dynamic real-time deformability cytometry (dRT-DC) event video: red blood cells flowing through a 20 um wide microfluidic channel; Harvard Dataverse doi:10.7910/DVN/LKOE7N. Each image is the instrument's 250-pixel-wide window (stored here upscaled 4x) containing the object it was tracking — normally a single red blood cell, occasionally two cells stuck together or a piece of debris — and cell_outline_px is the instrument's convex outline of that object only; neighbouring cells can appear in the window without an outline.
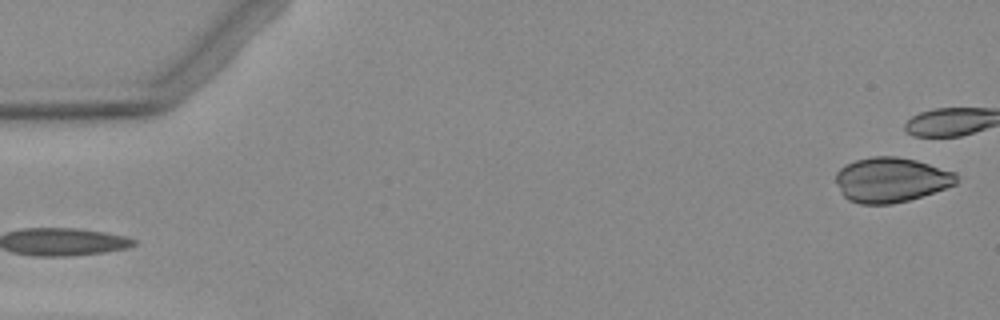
{"species": "Egyptian fruit bat (a non-hibernating species)", "species_latin": "Rousettus aegyptiacus", "temperature_condition": "warm", "stored_images_in_passage": 8, "camera_frame_rate_fps": 3000, "um_per_image_px": 0.085, "animal": {"sex": "female"}, "frame": {"image": 1, "passage_image": 1, "time_ms": 0.0, "image_size_px": [1000, 320], "cell_outline_px": [[956, 184], [908, 200], [892, 204], [860, 204], [848, 200], [840, 192], [836, 180], [836, 172], [844, 164], [856, 160], [872, 156], [896, 156], [916, 160], [956, 172]], "centroid_in_image_um": [75.7, 15.28], "position_along_channel_um": 9.3, "area_um2": 31.44}}
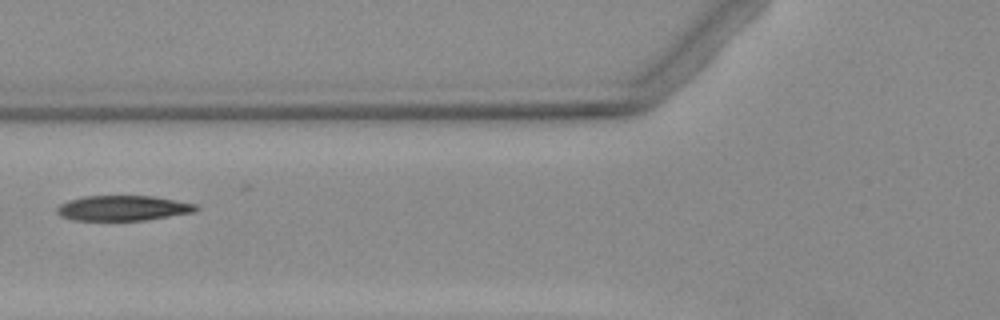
{"frame": {"image": 2, "passage_image": 7, "time_ms": 7.333, "image_size_px": [1000, 320], "cell_outline_px": [[200, 208], [196, 212], [144, 220], [76, 220], [60, 216], [56, 212], [56, 208], [60, 204], [68, 200], [84, 196], [152, 196], [196, 204]], "centroid_in_image_um": [10.45, 17.69], "position_along_channel_um": 115.3, "area_um2": 20.35}}
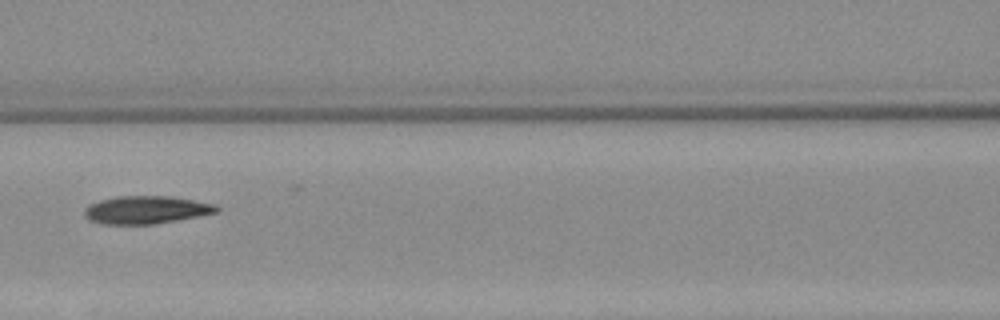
{"frame": {"image": 3, "passage_image": 8, "time_ms": 8.333, "image_size_px": [1000, 320], "cell_outline_px": [[220, 208], [216, 212], [176, 220], [152, 224], [104, 224], [88, 220], [84, 216], [84, 208], [88, 204], [100, 200], [116, 196], [168, 196], [216, 204]], "centroid_in_image_um": [12.35, 17.83], "position_along_channel_um": 154.2, "area_um2": 21.33}}